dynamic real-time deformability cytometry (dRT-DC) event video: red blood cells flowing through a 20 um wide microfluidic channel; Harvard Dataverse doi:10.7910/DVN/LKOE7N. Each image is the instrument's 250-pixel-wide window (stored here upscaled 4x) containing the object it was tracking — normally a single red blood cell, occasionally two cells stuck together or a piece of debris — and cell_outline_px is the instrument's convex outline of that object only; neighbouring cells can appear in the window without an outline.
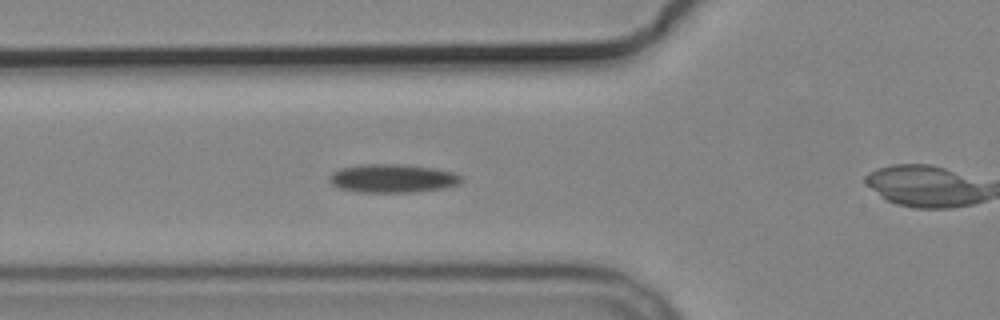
{"species": "common noctule bat (a hibernating species)", "species_latin": "Nyctalus noctula", "temperature_condition": "cold", "stored_images_in_passage": 3, "camera_frame_rate_fps": 3000, "um_per_image_px": 0.085, "animal": {"sex": "male", "body_mass_g": 19.2, "forearm_length_mm": 51.8}, "frame": {"image": 1, "passage_image": 2, "time_ms": 1.0, "image_size_px": [1000, 320], "cell_outline_px": [[464, 176], [456, 184], [440, 188], [412, 192], [360, 192], [340, 188], [332, 184], [328, 180], [328, 176], [332, 172], [340, 168], [360, 164], [400, 164], [436, 168], [452, 172]], "centroid_in_image_um": [33.31, 15.14], "position_along_channel_um": 92.5, "area_um2": 21.79}}